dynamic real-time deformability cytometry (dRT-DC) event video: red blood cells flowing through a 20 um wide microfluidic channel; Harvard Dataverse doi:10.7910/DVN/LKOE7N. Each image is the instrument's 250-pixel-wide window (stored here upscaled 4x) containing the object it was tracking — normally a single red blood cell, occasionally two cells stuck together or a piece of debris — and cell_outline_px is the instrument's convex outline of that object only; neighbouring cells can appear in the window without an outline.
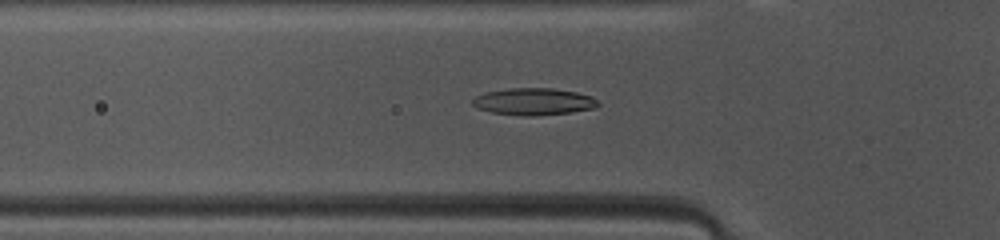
{"species": "common noctule bat (a hibernating species)", "species_latin": "Nyctalus noctula", "temperature_condition": "warm", "stored_images_in_passage": 37, "camera_frame_rate_fps": 3000, "um_per_image_px": 0.085, "animal": {"sex": "female", "body_mass_g": 10.0, "forearm_length_mm": 53.1}, "frame": {"image": 1, "passage_image": 4, "time_ms": 1.0, "image_size_px": [1000, 240], "cell_outline_px": [[600, 104], [596, 108], [572, 112], [536, 116], [520, 116], [492, 112], [476, 108], [472, 104], [472, 100], [476, 96], [488, 92], [508, 88], [552, 88], [576, 92], [592, 96]], "centroid_in_image_um": [45.38, 8.64], "position_along_channel_um": 80.4, "area_um2": 19.83}}
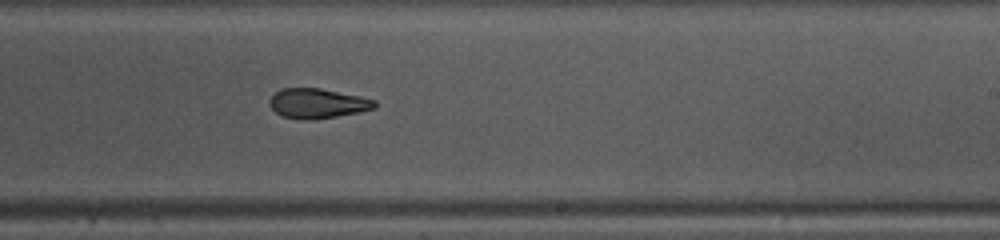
{"frame": {"image": 2, "passage_image": 17, "time_ms": 5.333, "image_size_px": [1000, 240], "cell_outline_px": [[376, 108], [360, 112], [312, 120], [300, 120], [284, 116], [276, 112], [268, 104], [268, 100], [276, 92], [284, 88], [320, 88], [360, 96], [376, 100]], "centroid_in_image_um": [26.99, 8.79], "position_along_channel_um": 262.0, "area_um2": 18.26}}
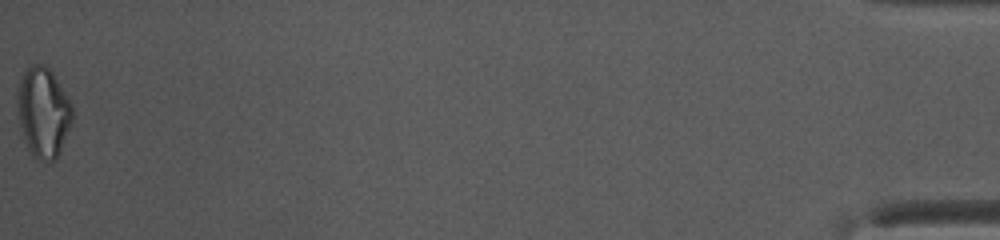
{"frame": {"image": 3, "passage_image": 37, "time_ms": 12.0, "image_size_px": [1000, 240], "cell_outline_px": [[72, 124], [60, 152], [52, 160], [40, 160], [32, 156], [28, 152], [24, 140], [16, 108], [16, 100], [20, 80], [28, 64], [44, 64], [52, 72], [72, 104]], "centroid_in_image_um": [3.66, 9.54], "position_along_channel_um": 431.5, "area_um2": 29.02}, "authors_computed_cell_mechanics": {"area_um2": 19.1318, "velocity_mm_per_s": 4.1618, "shape_relaxation_time_tau1_ms": 10.7265, "shape_relaxation_time_tau2_ms": 4.7267, "deformation_change_tau1": 0.2416, "deformation_change_tau2": 0.0955}}